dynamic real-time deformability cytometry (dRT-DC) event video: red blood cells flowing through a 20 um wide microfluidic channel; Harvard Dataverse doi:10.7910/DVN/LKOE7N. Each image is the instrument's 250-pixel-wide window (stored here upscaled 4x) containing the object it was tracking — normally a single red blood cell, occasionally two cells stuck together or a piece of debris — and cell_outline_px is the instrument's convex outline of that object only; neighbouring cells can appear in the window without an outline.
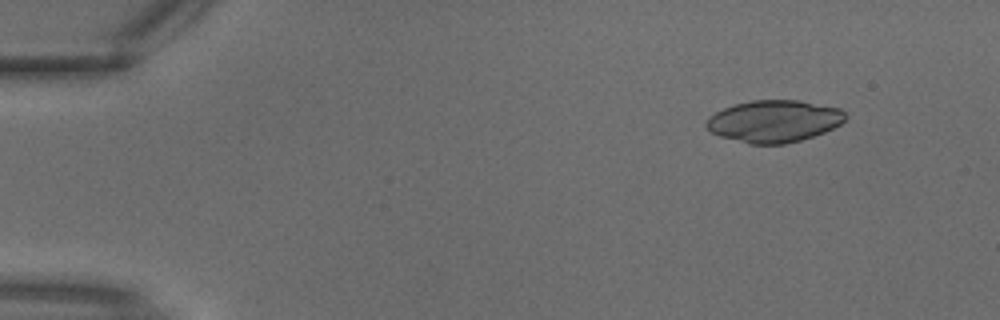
{"species": "common noctule bat (a hibernating species)", "species_latin": "Nyctalus noctula", "temperature_condition": "warm", "stored_images_in_passage": 2, "camera_frame_rate_fps": 3000, "um_per_image_px": 0.085, "animal": {"sex": "male", "body_mass_g": 18.8}, "frame": {"image": 1, "passage_image": 1, "time_ms": 0.0, "image_size_px": [1000, 320], "cell_outline_px": [[848, 116], [840, 124], [824, 132], [800, 140], [784, 144], [748, 144], [720, 136], [704, 128], [704, 120], [708, 116], [724, 108], [736, 104], [752, 100], [800, 100], [840, 108]], "centroid_in_image_um": [65.76, 10.3], "position_along_channel_um": 19.2, "area_um2": 34.22}}